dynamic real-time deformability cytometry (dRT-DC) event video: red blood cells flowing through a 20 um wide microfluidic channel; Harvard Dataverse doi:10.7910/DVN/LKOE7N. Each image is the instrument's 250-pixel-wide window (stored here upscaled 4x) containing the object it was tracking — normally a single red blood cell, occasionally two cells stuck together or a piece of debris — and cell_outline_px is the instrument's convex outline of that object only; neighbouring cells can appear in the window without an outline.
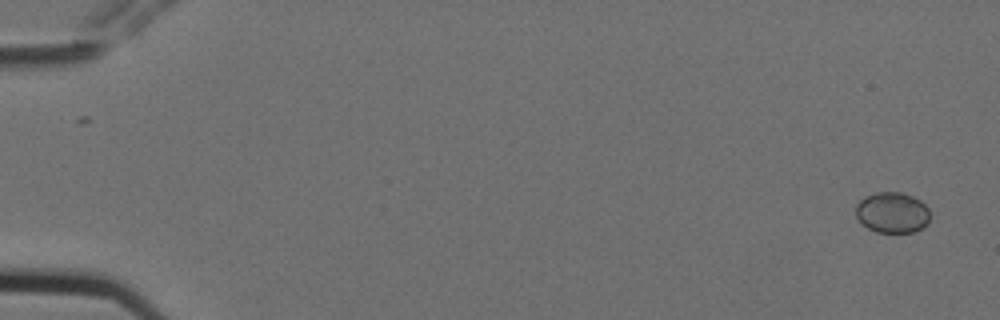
{"species": "Egyptian fruit bat (a non-hibernating species)", "species_latin": "Rousettus aegyptiacus", "temperature_condition": "cold", "stored_images_in_passage": 2, "camera_frame_rate_fps": 3000, "um_per_image_px": 0.085, "animal": {"sex": "female"}, "frame": {"image": 1, "passage_image": 2, "time_ms": 0.333, "image_size_px": [1000, 320], "cell_outline_px": [[928, 224], [912, 232], [876, 232], [868, 228], [856, 216], [856, 204], [864, 196], [876, 192], [900, 192], [912, 196], [920, 200], [928, 208]], "centroid_in_image_um": [75.82, 18.05], "position_along_channel_um": 9.2, "area_um2": 17.51}}